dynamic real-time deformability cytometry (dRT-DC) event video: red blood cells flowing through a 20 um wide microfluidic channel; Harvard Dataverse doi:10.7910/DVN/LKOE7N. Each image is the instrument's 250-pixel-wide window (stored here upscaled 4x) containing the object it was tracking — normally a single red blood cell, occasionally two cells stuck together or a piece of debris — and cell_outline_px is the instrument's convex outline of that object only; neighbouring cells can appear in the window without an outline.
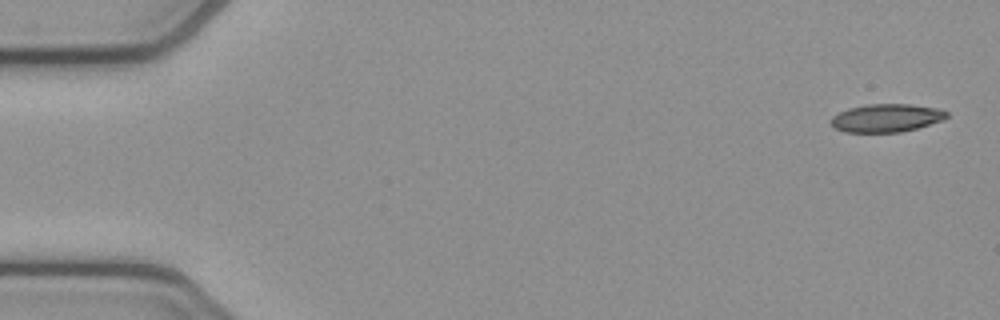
{"species": "common noctule bat (a hibernating species)", "species_latin": "Nyctalus noctula", "temperature_condition": "cold", "stored_images_in_passage": 5, "segment_of_instrument_passage": [1, 2], "camera_frame_rate_fps": 3000, "um_per_image_px": 0.085, "animal": {"sex": "female", "body_mass_g": 21.9}, "frame": {"image": 1, "passage_image": 1, "time_ms": 0.0, "image_size_px": [1000, 320], "cell_outline_px": [[948, 116], [940, 120], [916, 128], [900, 132], [844, 132], [836, 128], [828, 120], [832, 116], [848, 108], [868, 104], [908, 104], [940, 108], [948, 112]], "centroid_in_image_um": [75.31, 10.02], "position_along_channel_um": 9.7, "area_um2": 18.84}}